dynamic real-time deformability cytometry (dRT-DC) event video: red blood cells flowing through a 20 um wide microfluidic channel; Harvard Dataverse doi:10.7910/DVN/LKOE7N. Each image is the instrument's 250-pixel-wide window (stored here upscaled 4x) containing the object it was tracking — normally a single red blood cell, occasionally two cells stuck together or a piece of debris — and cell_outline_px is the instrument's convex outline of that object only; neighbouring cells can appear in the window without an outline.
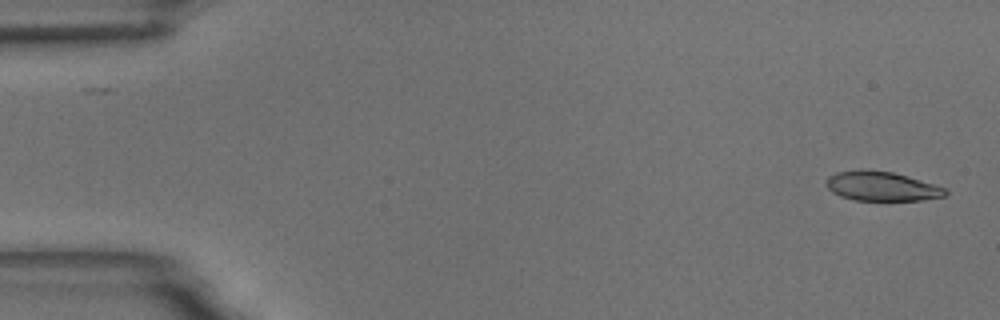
{"species": "common noctule bat (a hibernating species)", "species_latin": "Nyctalus noctula", "temperature_condition": "room temperature", "stored_images_in_passage": 13, "camera_frame_rate_fps": 3000, "um_per_image_px": 0.085, "animal": {"sex": "male", "body_mass_g": 18.8}, "frame": {"image": 1, "passage_image": 1, "time_ms": 0.0, "image_size_px": [1000, 320], "cell_outline_px": [[948, 192], [944, 196], [920, 200], [852, 200], [840, 196], [832, 192], [824, 184], [828, 176], [836, 172], [860, 168], [892, 172], [932, 184], [944, 188]], "centroid_in_image_um": [74.84, 15.82], "position_along_channel_um": 10.2, "area_um2": 20.35}}